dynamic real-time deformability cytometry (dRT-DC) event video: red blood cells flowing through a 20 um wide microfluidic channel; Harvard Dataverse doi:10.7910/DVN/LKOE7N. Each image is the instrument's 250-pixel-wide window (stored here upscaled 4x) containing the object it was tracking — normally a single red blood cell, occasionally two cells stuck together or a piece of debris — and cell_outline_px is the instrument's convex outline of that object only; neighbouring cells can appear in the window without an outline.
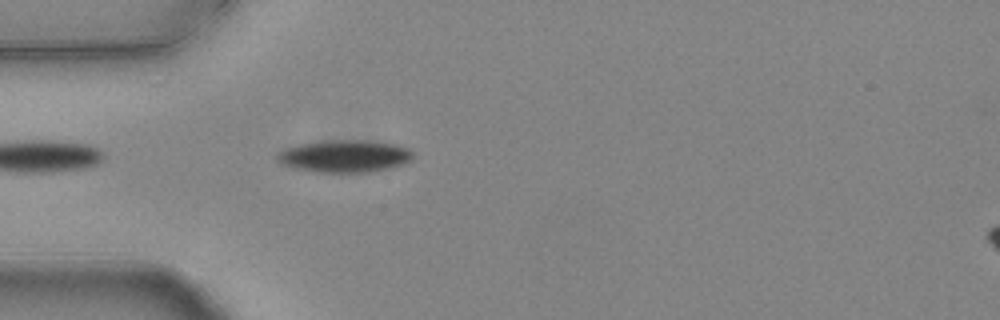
{"species": "common noctule bat (a hibernating species)", "species_latin": "Nyctalus noctula", "temperature_condition": "warm", "stored_images_in_passage": 7, "camera_frame_rate_fps": 3000, "um_per_image_px": 0.085, "animal": {"sex": "female", "body_mass_g": 24.6, "forearm_length_mm": 56.2}, "frame": {"image": 1, "passage_image": 3, "time_ms": 0.667, "image_size_px": [1000, 320], "cell_outline_px": [[412, 160], [404, 164], [388, 168], [368, 172], [320, 172], [296, 168], [280, 164], [276, 156], [284, 148], [300, 144], [324, 140], [368, 140], [396, 144], [408, 148], [412, 152]], "centroid_in_image_um": [29.3, 13.26], "position_along_channel_um": 55.7, "area_um2": 25.55}}